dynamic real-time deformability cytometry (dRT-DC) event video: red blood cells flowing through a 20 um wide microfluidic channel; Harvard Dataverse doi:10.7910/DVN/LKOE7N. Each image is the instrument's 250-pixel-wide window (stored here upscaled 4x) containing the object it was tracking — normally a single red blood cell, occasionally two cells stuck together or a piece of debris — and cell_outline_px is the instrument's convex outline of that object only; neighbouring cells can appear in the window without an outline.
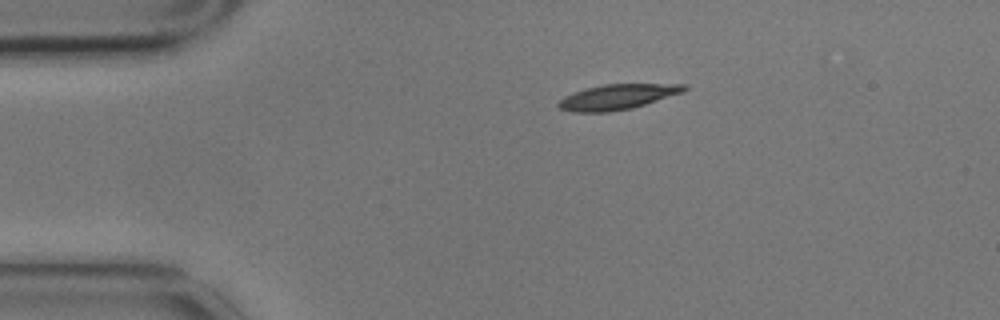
{"species": "common noctule bat (a hibernating species)", "species_latin": "Nyctalus noctula", "temperature_condition": "cold", "stored_images_in_passage": 7, "camera_frame_rate_fps": 3000, "um_per_image_px": 0.085, "animal": {"sex": "male", "body_mass_g": 17.9}, "frame": {"image": 1, "passage_image": 1, "time_ms": 0.0, "image_size_px": [1000, 320], "cell_outline_px": [[688, 88], [684, 92], [632, 108], [608, 112], [572, 112], [560, 108], [556, 104], [564, 96], [588, 88], [604, 84], [688, 84]], "centroid_in_image_um": [52.51, 8.23], "position_along_channel_um": 32.5, "area_um2": 18.32}}
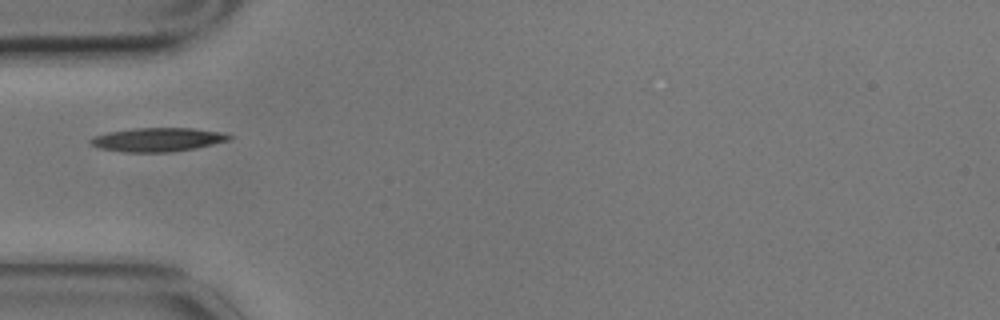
{"frame": {"image": 2, "passage_image": 3, "time_ms": 0.667, "image_size_px": [1000, 320], "cell_outline_px": [[236, 136], [232, 140], [196, 148], [172, 152], [124, 152], [100, 148], [88, 144], [88, 140], [92, 136], [108, 132], [132, 128], [192, 128], [220, 132]], "centroid_in_image_um": [13.41, 11.87], "position_along_channel_um": 71.6, "area_um2": 19.54}}